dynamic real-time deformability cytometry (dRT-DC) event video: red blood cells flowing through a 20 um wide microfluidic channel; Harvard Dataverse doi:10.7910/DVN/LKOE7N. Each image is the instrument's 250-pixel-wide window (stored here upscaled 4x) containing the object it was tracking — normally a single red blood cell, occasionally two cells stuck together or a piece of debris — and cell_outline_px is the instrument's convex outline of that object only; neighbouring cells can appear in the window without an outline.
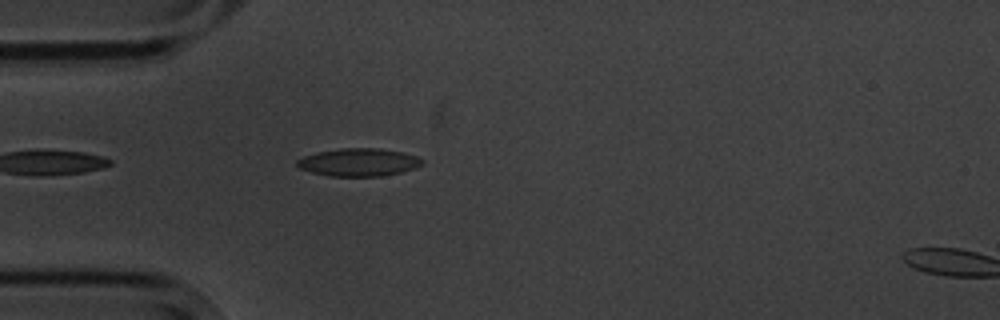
{"species": "common noctule bat (a hibernating species)", "species_latin": "Nyctalus noctula", "temperature_condition": "cold", "stored_images_in_passage": 2, "camera_frame_rate_fps": 3000, "um_per_image_px": 0.085, "animal": {"sex": "male", "body_mass_g": 20.1, "forearm_length_mm": 53.5}, "frame": {"image": 1, "passage_image": 1, "time_ms": 0.0, "image_size_px": [1000, 320], "cell_outline_px": [[424, 164], [416, 168], [400, 172], [380, 176], [328, 176], [312, 172], [300, 168], [296, 164], [296, 160], [304, 156], [320, 152], [340, 148], [380, 148], [400, 152], [416, 156], [424, 160]], "centroid_in_image_um": [30.51, 13.79], "position_along_channel_um": 54.5, "area_um2": 20.17}}